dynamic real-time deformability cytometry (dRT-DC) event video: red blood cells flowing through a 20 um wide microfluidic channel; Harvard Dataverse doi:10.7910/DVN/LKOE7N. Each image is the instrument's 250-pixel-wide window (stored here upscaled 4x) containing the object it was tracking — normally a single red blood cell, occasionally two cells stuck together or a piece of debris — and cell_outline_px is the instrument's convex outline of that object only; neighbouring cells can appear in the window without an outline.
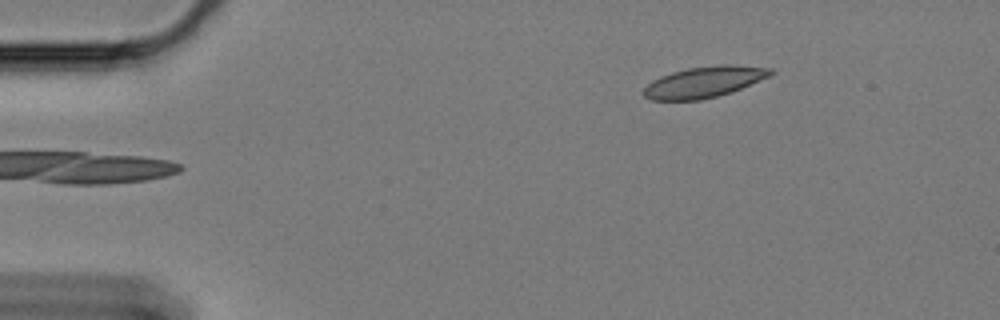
{"species": "Egyptian fruit bat (a non-hibernating species)", "species_latin": "Rousettus aegyptiacus", "temperature_condition": "cold", "stored_images_in_passage": 23, "camera_frame_rate_fps": 3000, "um_per_image_px": 0.085, "animal": {"sex": "female"}, "frame": {"image": 1, "passage_image": 1, "time_ms": 0.0, "image_size_px": [1000, 320], "cell_outline_px": [[776, 72], [768, 76], [732, 92], [700, 100], [652, 100], [644, 96], [640, 92], [652, 80], [660, 76], [672, 72], [688, 68], [720, 64], [736, 64], [772, 68]], "centroid_in_image_um": [59.84, 6.96], "position_along_channel_um": 25.2, "area_um2": 23.06}}
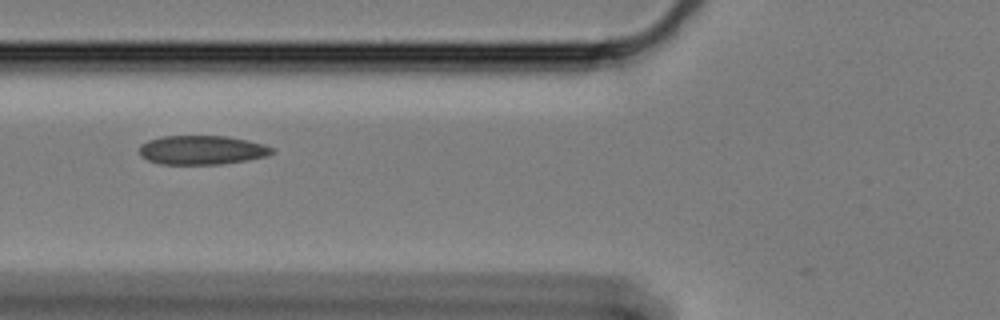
{"frame": {"image": 2, "passage_image": 15, "time_ms": 4.667, "image_size_px": [1000, 320], "cell_outline_px": [[276, 152], [268, 156], [220, 164], [160, 164], [148, 160], [140, 156], [140, 144], [148, 140], [164, 136], [228, 136], [248, 140], [264, 144], [276, 148]], "centroid_in_image_um": [17.2, 12.75], "position_along_channel_um": 108.6, "area_um2": 22.6}}
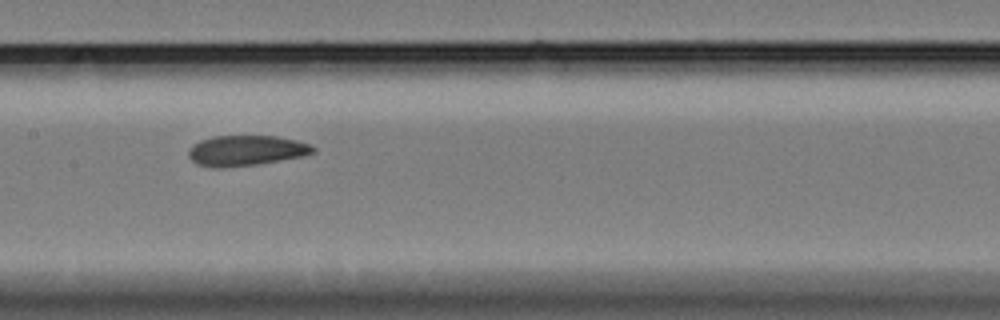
{"frame": {"image": 3, "passage_image": 22, "time_ms": 7.0, "image_size_px": [1000, 320], "cell_outline_px": [[316, 152], [304, 156], [256, 164], [224, 168], [212, 168], [196, 164], [188, 156], [188, 148], [192, 144], [200, 140], [212, 136], [276, 136], [296, 140], [312, 144], [316, 148]], "centroid_in_image_um": [20.9, 12.8], "position_along_channel_um": 186.5, "area_um2": 22.37}}